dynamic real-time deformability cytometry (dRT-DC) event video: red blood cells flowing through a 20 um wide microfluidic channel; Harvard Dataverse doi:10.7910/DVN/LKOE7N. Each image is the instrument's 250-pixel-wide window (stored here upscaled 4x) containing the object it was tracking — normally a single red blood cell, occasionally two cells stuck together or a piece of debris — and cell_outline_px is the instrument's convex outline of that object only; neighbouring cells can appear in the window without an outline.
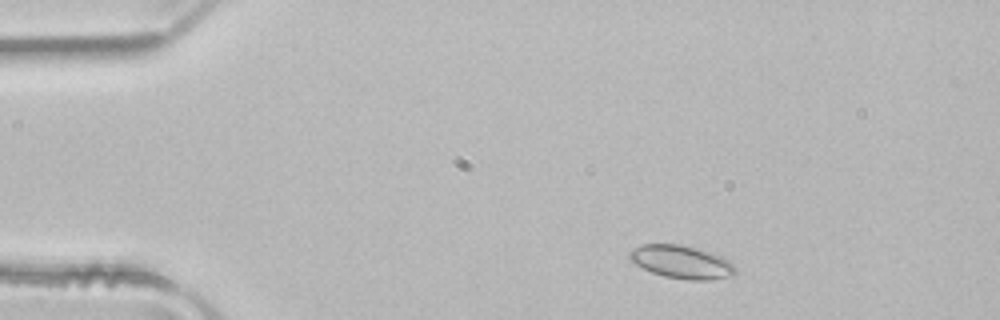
{"species": "common noctule bat (a hibernating species)", "species_latin": "Nyctalus noctula", "temperature_condition": "room temperature", "stored_images_in_passage": 43, "camera_frame_rate_fps": 3000, "um_per_image_px": 0.085, "animal": {"sex": "male", "body_mass_g": 21.5, "forearm_length_mm": 52.0}, "frame": {"image": 1, "passage_image": 1, "time_ms": 0.0, "image_size_px": [1000, 320], "cell_outline_px": [[736, 272], [732, 276], [708, 280], [688, 280], [664, 276], [652, 272], [636, 264], [628, 256], [628, 252], [632, 248], [640, 244], [680, 244], [712, 252], [728, 260], [736, 268]], "centroid_in_image_um": [57.93, 22.26], "position_along_channel_um": 27.1, "area_um2": 20.4}}
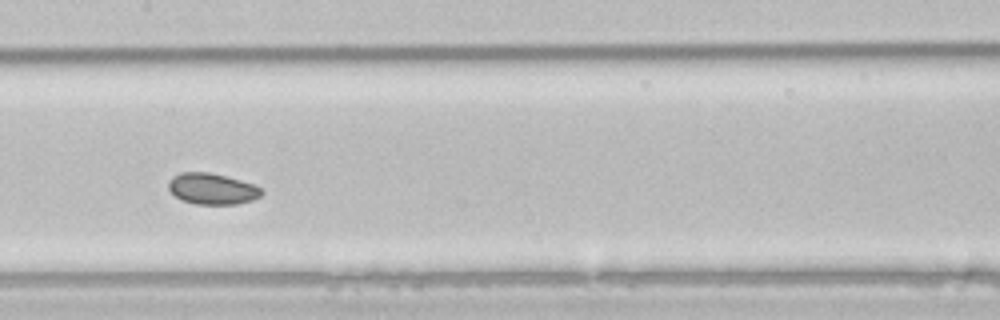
{"frame": {"image": 2, "passage_image": 18, "time_ms": 5.667, "image_size_px": [1000, 320], "cell_outline_px": [[264, 192], [260, 196], [252, 200], [236, 204], [196, 204], [184, 200], [176, 196], [168, 188], [168, 180], [172, 176], [180, 172], [208, 172], [228, 176], [252, 184], [260, 188]], "centroid_in_image_um": [18.02, 16.03], "position_along_channel_um": 189.4, "area_um2": 16.82}}
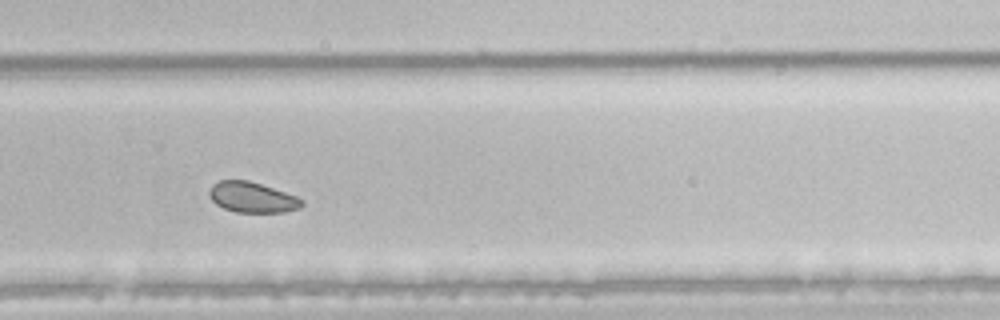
{"frame": {"image": 3, "passage_image": 27, "time_ms": 8.667, "image_size_px": [1000, 320], "cell_outline_px": [[304, 204], [300, 208], [284, 212], [236, 212], [224, 208], [216, 204], [212, 200], [208, 192], [212, 184], [220, 180], [248, 180], [296, 196], [304, 200]], "centroid_in_image_um": [21.43, 16.77], "position_along_channel_um": 308.4, "area_um2": 16.36}, "authors_computed_cell_mechanics": {"area_um2": 17.629, "velocity_mm_per_s": 3.9891, "shape_relaxation_time_tau1_ms": null, "shape_relaxation_time_tau2_ms": 2.7985, "deformation_change_tau1": null, "deformation_change_tau2": 0.0419}}